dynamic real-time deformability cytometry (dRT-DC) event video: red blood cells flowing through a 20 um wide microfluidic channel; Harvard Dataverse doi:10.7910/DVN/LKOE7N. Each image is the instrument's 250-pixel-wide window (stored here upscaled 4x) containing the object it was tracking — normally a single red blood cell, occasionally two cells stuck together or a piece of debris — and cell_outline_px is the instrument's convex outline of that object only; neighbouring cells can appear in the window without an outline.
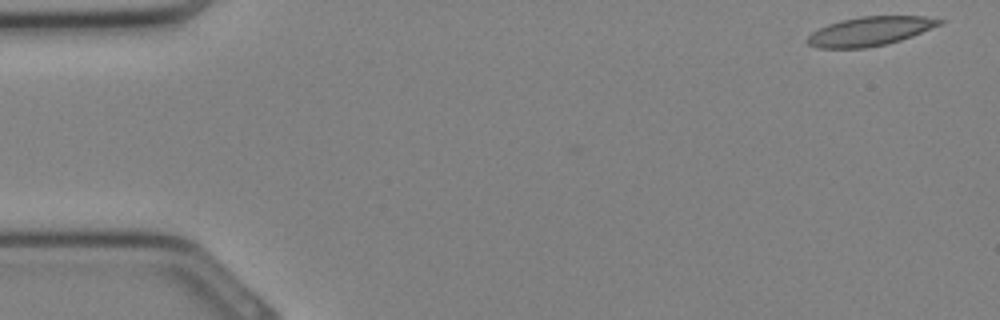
{"species": "Egyptian fruit bat (a non-hibernating species)", "species_latin": "Rousettus aegyptiacus", "temperature_condition": "cold", "stored_images_in_passage": 3, "camera_frame_rate_fps": 3000, "um_per_image_px": 0.085, "animal": {"sex": "female"}, "frame": {"image": 1, "passage_image": 1, "time_ms": 0.0, "image_size_px": [1000, 320], "cell_outline_px": [[944, 20], [940, 24], [912, 36], [888, 44], [864, 48], [816, 48], [808, 44], [804, 40], [812, 32], [828, 24], [840, 20], [860, 16], [924, 16]], "centroid_in_image_um": [73.89, 2.66], "position_along_channel_um": 11.1, "area_um2": 22.31}}